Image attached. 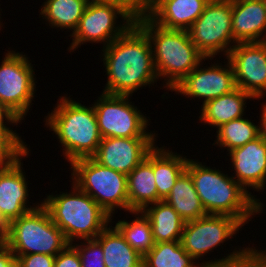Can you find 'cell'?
Listing matches in <instances>:
<instances>
[{
  "label": "cell",
  "instance_id": "obj_1",
  "mask_svg": "<svg viewBox=\"0 0 266 267\" xmlns=\"http://www.w3.org/2000/svg\"><path fill=\"white\" fill-rule=\"evenodd\" d=\"M102 51L108 76L103 93L132 96L140 87L159 80L150 40L136 23Z\"/></svg>",
  "mask_w": 266,
  "mask_h": 267
},
{
  "label": "cell",
  "instance_id": "obj_2",
  "mask_svg": "<svg viewBox=\"0 0 266 267\" xmlns=\"http://www.w3.org/2000/svg\"><path fill=\"white\" fill-rule=\"evenodd\" d=\"M186 171L207 214L230 215L245 225L253 215L262 213L263 203L219 169L188 159Z\"/></svg>",
  "mask_w": 266,
  "mask_h": 267
},
{
  "label": "cell",
  "instance_id": "obj_3",
  "mask_svg": "<svg viewBox=\"0 0 266 267\" xmlns=\"http://www.w3.org/2000/svg\"><path fill=\"white\" fill-rule=\"evenodd\" d=\"M148 36L158 78L172 90L206 58L192 43L187 30L165 29L147 16L135 22ZM167 81V82H166Z\"/></svg>",
  "mask_w": 266,
  "mask_h": 267
},
{
  "label": "cell",
  "instance_id": "obj_4",
  "mask_svg": "<svg viewBox=\"0 0 266 267\" xmlns=\"http://www.w3.org/2000/svg\"><path fill=\"white\" fill-rule=\"evenodd\" d=\"M45 124L53 131L68 162L91 158L102 140L94 107H87L66 96L60 97Z\"/></svg>",
  "mask_w": 266,
  "mask_h": 267
},
{
  "label": "cell",
  "instance_id": "obj_5",
  "mask_svg": "<svg viewBox=\"0 0 266 267\" xmlns=\"http://www.w3.org/2000/svg\"><path fill=\"white\" fill-rule=\"evenodd\" d=\"M72 192L47 195L41 204L63 232L69 244L74 240L95 239L112 221L99 204L72 183Z\"/></svg>",
  "mask_w": 266,
  "mask_h": 267
},
{
  "label": "cell",
  "instance_id": "obj_6",
  "mask_svg": "<svg viewBox=\"0 0 266 267\" xmlns=\"http://www.w3.org/2000/svg\"><path fill=\"white\" fill-rule=\"evenodd\" d=\"M0 238L15 256L37 253L56 256L69 244L42 204L9 222Z\"/></svg>",
  "mask_w": 266,
  "mask_h": 267
},
{
  "label": "cell",
  "instance_id": "obj_7",
  "mask_svg": "<svg viewBox=\"0 0 266 267\" xmlns=\"http://www.w3.org/2000/svg\"><path fill=\"white\" fill-rule=\"evenodd\" d=\"M73 183L112 217L115 208L129 212L127 175L104 167L92 158L71 163Z\"/></svg>",
  "mask_w": 266,
  "mask_h": 267
},
{
  "label": "cell",
  "instance_id": "obj_8",
  "mask_svg": "<svg viewBox=\"0 0 266 267\" xmlns=\"http://www.w3.org/2000/svg\"><path fill=\"white\" fill-rule=\"evenodd\" d=\"M187 32L206 58L212 60L222 51L227 57L237 44L232 34V0H210Z\"/></svg>",
  "mask_w": 266,
  "mask_h": 267
},
{
  "label": "cell",
  "instance_id": "obj_9",
  "mask_svg": "<svg viewBox=\"0 0 266 267\" xmlns=\"http://www.w3.org/2000/svg\"><path fill=\"white\" fill-rule=\"evenodd\" d=\"M130 95L102 93L93 104L99 132L102 138H155L147 132L148 119L132 105Z\"/></svg>",
  "mask_w": 266,
  "mask_h": 267
},
{
  "label": "cell",
  "instance_id": "obj_10",
  "mask_svg": "<svg viewBox=\"0 0 266 267\" xmlns=\"http://www.w3.org/2000/svg\"><path fill=\"white\" fill-rule=\"evenodd\" d=\"M118 17L124 20L123 25H116ZM134 23L135 21L116 5L89 1L77 28L70 35L73 42L68 49L74 51L86 42H103L105 47L123 35Z\"/></svg>",
  "mask_w": 266,
  "mask_h": 267
},
{
  "label": "cell",
  "instance_id": "obj_11",
  "mask_svg": "<svg viewBox=\"0 0 266 267\" xmlns=\"http://www.w3.org/2000/svg\"><path fill=\"white\" fill-rule=\"evenodd\" d=\"M1 63L0 101L23 120L36 91L33 66L26 55L13 50H7Z\"/></svg>",
  "mask_w": 266,
  "mask_h": 267
},
{
  "label": "cell",
  "instance_id": "obj_12",
  "mask_svg": "<svg viewBox=\"0 0 266 267\" xmlns=\"http://www.w3.org/2000/svg\"><path fill=\"white\" fill-rule=\"evenodd\" d=\"M241 226L244 225L230 215L208 214L184 224L181 244L196 261L239 233Z\"/></svg>",
  "mask_w": 266,
  "mask_h": 267
},
{
  "label": "cell",
  "instance_id": "obj_13",
  "mask_svg": "<svg viewBox=\"0 0 266 267\" xmlns=\"http://www.w3.org/2000/svg\"><path fill=\"white\" fill-rule=\"evenodd\" d=\"M226 59L232 65L236 87L255 100L266 95V41L237 43Z\"/></svg>",
  "mask_w": 266,
  "mask_h": 267
},
{
  "label": "cell",
  "instance_id": "obj_14",
  "mask_svg": "<svg viewBox=\"0 0 266 267\" xmlns=\"http://www.w3.org/2000/svg\"><path fill=\"white\" fill-rule=\"evenodd\" d=\"M217 64L218 62H214L210 67L201 68L202 64L200 63L172 91L188 98H202V100L204 99L203 104L233 91L236 83L232 65L229 60L225 67Z\"/></svg>",
  "mask_w": 266,
  "mask_h": 267
},
{
  "label": "cell",
  "instance_id": "obj_15",
  "mask_svg": "<svg viewBox=\"0 0 266 267\" xmlns=\"http://www.w3.org/2000/svg\"><path fill=\"white\" fill-rule=\"evenodd\" d=\"M156 138H102L91 157L98 164L128 175L155 147Z\"/></svg>",
  "mask_w": 266,
  "mask_h": 267
},
{
  "label": "cell",
  "instance_id": "obj_16",
  "mask_svg": "<svg viewBox=\"0 0 266 267\" xmlns=\"http://www.w3.org/2000/svg\"><path fill=\"white\" fill-rule=\"evenodd\" d=\"M28 154L29 151L26 150L15 161L0 167V221L5 226L40 205L27 206L28 184L22 171L21 159Z\"/></svg>",
  "mask_w": 266,
  "mask_h": 267
},
{
  "label": "cell",
  "instance_id": "obj_17",
  "mask_svg": "<svg viewBox=\"0 0 266 267\" xmlns=\"http://www.w3.org/2000/svg\"><path fill=\"white\" fill-rule=\"evenodd\" d=\"M255 247L239 248L228 254L225 258L208 260L197 264L183 248L181 241L155 243L150 251L143 257V267H213L229 265L244 260L254 251ZM197 264V265H196Z\"/></svg>",
  "mask_w": 266,
  "mask_h": 267
},
{
  "label": "cell",
  "instance_id": "obj_18",
  "mask_svg": "<svg viewBox=\"0 0 266 267\" xmlns=\"http://www.w3.org/2000/svg\"><path fill=\"white\" fill-rule=\"evenodd\" d=\"M235 170L232 176L246 191L266 187V141L259 136L242 147L228 152ZM237 178V179H236Z\"/></svg>",
  "mask_w": 266,
  "mask_h": 267
},
{
  "label": "cell",
  "instance_id": "obj_19",
  "mask_svg": "<svg viewBox=\"0 0 266 267\" xmlns=\"http://www.w3.org/2000/svg\"><path fill=\"white\" fill-rule=\"evenodd\" d=\"M210 0H149L147 17L165 29L188 30Z\"/></svg>",
  "mask_w": 266,
  "mask_h": 267
},
{
  "label": "cell",
  "instance_id": "obj_20",
  "mask_svg": "<svg viewBox=\"0 0 266 267\" xmlns=\"http://www.w3.org/2000/svg\"><path fill=\"white\" fill-rule=\"evenodd\" d=\"M232 34L237 43L266 41L263 0H232Z\"/></svg>",
  "mask_w": 266,
  "mask_h": 267
},
{
  "label": "cell",
  "instance_id": "obj_21",
  "mask_svg": "<svg viewBox=\"0 0 266 267\" xmlns=\"http://www.w3.org/2000/svg\"><path fill=\"white\" fill-rule=\"evenodd\" d=\"M129 212H141L158 201L153 173V149L146 158L127 175Z\"/></svg>",
  "mask_w": 266,
  "mask_h": 267
},
{
  "label": "cell",
  "instance_id": "obj_22",
  "mask_svg": "<svg viewBox=\"0 0 266 267\" xmlns=\"http://www.w3.org/2000/svg\"><path fill=\"white\" fill-rule=\"evenodd\" d=\"M249 93L236 87L233 91L202 104L200 120L204 124L218 128L220 125L243 117ZM245 107V108H244Z\"/></svg>",
  "mask_w": 266,
  "mask_h": 267
},
{
  "label": "cell",
  "instance_id": "obj_23",
  "mask_svg": "<svg viewBox=\"0 0 266 267\" xmlns=\"http://www.w3.org/2000/svg\"><path fill=\"white\" fill-rule=\"evenodd\" d=\"M141 212L150 221L154 243L181 241L185 222L166 201H157Z\"/></svg>",
  "mask_w": 266,
  "mask_h": 267
},
{
  "label": "cell",
  "instance_id": "obj_24",
  "mask_svg": "<svg viewBox=\"0 0 266 267\" xmlns=\"http://www.w3.org/2000/svg\"><path fill=\"white\" fill-rule=\"evenodd\" d=\"M106 227L95 240L101 245L105 267H143V256L135 251L121 233Z\"/></svg>",
  "mask_w": 266,
  "mask_h": 267
},
{
  "label": "cell",
  "instance_id": "obj_25",
  "mask_svg": "<svg viewBox=\"0 0 266 267\" xmlns=\"http://www.w3.org/2000/svg\"><path fill=\"white\" fill-rule=\"evenodd\" d=\"M164 147L153 148V173L155 176L158 201L164 200L180 175L186 170L188 159Z\"/></svg>",
  "mask_w": 266,
  "mask_h": 267
},
{
  "label": "cell",
  "instance_id": "obj_26",
  "mask_svg": "<svg viewBox=\"0 0 266 267\" xmlns=\"http://www.w3.org/2000/svg\"><path fill=\"white\" fill-rule=\"evenodd\" d=\"M164 201L176 210L185 223L208 215L186 170L177 179Z\"/></svg>",
  "mask_w": 266,
  "mask_h": 267
},
{
  "label": "cell",
  "instance_id": "obj_27",
  "mask_svg": "<svg viewBox=\"0 0 266 267\" xmlns=\"http://www.w3.org/2000/svg\"><path fill=\"white\" fill-rule=\"evenodd\" d=\"M89 0H46L40 15L53 28L70 29L72 32L78 26Z\"/></svg>",
  "mask_w": 266,
  "mask_h": 267
},
{
  "label": "cell",
  "instance_id": "obj_28",
  "mask_svg": "<svg viewBox=\"0 0 266 267\" xmlns=\"http://www.w3.org/2000/svg\"><path fill=\"white\" fill-rule=\"evenodd\" d=\"M217 140L219 147H227V151L244 146L258 138L259 126L244 117L226 122L217 128Z\"/></svg>",
  "mask_w": 266,
  "mask_h": 267
},
{
  "label": "cell",
  "instance_id": "obj_29",
  "mask_svg": "<svg viewBox=\"0 0 266 267\" xmlns=\"http://www.w3.org/2000/svg\"><path fill=\"white\" fill-rule=\"evenodd\" d=\"M136 219L132 222L118 221L115 228L121 233L126 242L141 256H145L154 246L152 229L149 219L142 212H131ZM141 214V215H139Z\"/></svg>",
  "mask_w": 266,
  "mask_h": 267
},
{
  "label": "cell",
  "instance_id": "obj_30",
  "mask_svg": "<svg viewBox=\"0 0 266 267\" xmlns=\"http://www.w3.org/2000/svg\"><path fill=\"white\" fill-rule=\"evenodd\" d=\"M26 150H29L16 131L0 128V162L5 165L15 161Z\"/></svg>",
  "mask_w": 266,
  "mask_h": 267
},
{
  "label": "cell",
  "instance_id": "obj_31",
  "mask_svg": "<svg viewBox=\"0 0 266 267\" xmlns=\"http://www.w3.org/2000/svg\"><path fill=\"white\" fill-rule=\"evenodd\" d=\"M72 244L80 256L81 267H105L102 247L95 239L83 240L80 245Z\"/></svg>",
  "mask_w": 266,
  "mask_h": 267
},
{
  "label": "cell",
  "instance_id": "obj_32",
  "mask_svg": "<svg viewBox=\"0 0 266 267\" xmlns=\"http://www.w3.org/2000/svg\"><path fill=\"white\" fill-rule=\"evenodd\" d=\"M112 4L124 10L135 22L147 15L149 0H89Z\"/></svg>",
  "mask_w": 266,
  "mask_h": 267
},
{
  "label": "cell",
  "instance_id": "obj_33",
  "mask_svg": "<svg viewBox=\"0 0 266 267\" xmlns=\"http://www.w3.org/2000/svg\"><path fill=\"white\" fill-rule=\"evenodd\" d=\"M17 257V267H54L55 256L47 254H29Z\"/></svg>",
  "mask_w": 266,
  "mask_h": 267
},
{
  "label": "cell",
  "instance_id": "obj_34",
  "mask_svg": "<svg viewBox=\"0 0 266 267\" xmlns=\"http://www.w3.org/2000/svg\"><path fill=\"white\" fill-rule=\"evenodd\" d=\"M54 267H81V259L73 244H68L55 256Z\"/></svg>",
  "mask_w": 266,
  "mask_h": 267
},
{
  "label": "cell",
  "instance_id": "obj_35",
  "mask_svg": "<svg viewBox=\"0 0 266 267\" xmlns=\"http://www.w3.org/2000/svg\"><path fill=\"white\" fill-rule=\"evenodd\" d=\"M266 251L254 249L244 260L237 262V267H266Z\"/></svg>",
  "mask_w": 266,
  "mask_h": 267
},
{
  "label": "cell",
  "instance_id": "obj_36",
  "mask_svg": "<svg viewBox=\"0 0 266 267\" xmlns=\"http://www.w3.org/2000/svg\"><path fill=\"white\" fill-rule=\"evenodd\" d=\"M0 267H17V257L0 238Z\"/></svg>",
  "mask_w": 266,
  "mask_h": 267
},
{
  "label": "cell",
  "instance_id": "obj_37",
  "mask_svg": "<svg viewBox=\"0 0 266 267\" xmlns=\"http://www.w3.org/2000/svg\"><path fill=\"white\" fill-rule=\"evenodd\" d=\"M10 124H15L18 125L19 122H21V118L15 113L13 112L7 105H5L4 103H2L0 101V128H10L6 126V122H4L5 120Z\"/></svg>",
  "mask_w": 266,
  "mask_h": 267
},
{
  "label": "cell",
  "instance_id": "obj_38",
  "mask_svg": "<svg viewBox=\"0 0 266 267\" xmlns=\"http://www.w3.org/2000/svg\"><path fill=\"white\" fill-rule=\"evenodd\" d=\"M262 115L259 123V135L266 141V103L262 105Z\"/></svg>",
  "mask_w": 266,
  "mask_h": 267
},
{
  "label": "cell",
  "instance_id": "obj_39",
  "mask_svg": "<svg viewBox=\"0 0 266 267\" xmlns=\"http://www.w3.org/2000/svg\"><path fill=\"white\" fill-rule=\"evenodd\" d=\"M213 267H237V263H233L229 265H222V266H213Z\"/></svg>",
  "mask_w": 266,
  "mask_h": 267
},
{
  "label": "cell",
  "instance_id": "obj_40",
  "mask_svg": "<svg viewBox=\"0 0 266 267\" xmlns=\"http://www.w3.org/2000/svg\"><path fill=\"white\" fill-rule=\"evenodd\" d=\"M4 230H5V225L0 221V236L2 235Z\"/></svg>",
  "mask_w": 266,
  "mask_h": 267
},
{
  "label": "cell",
  "instance_id": "obj_41",
  "mask_svg": "<svg viewBox=\"0 0 266 267\" xmlns=\"http://www.w3.org/2000/svg\"><path fill=\"white\" fill-rule=\"evenodd\" d=\"M263 2H264V5H265V9H266V0H263Z\"/></svg>",
  "mask_w": 266,
  "mask_h": 267
}]
</instances>
